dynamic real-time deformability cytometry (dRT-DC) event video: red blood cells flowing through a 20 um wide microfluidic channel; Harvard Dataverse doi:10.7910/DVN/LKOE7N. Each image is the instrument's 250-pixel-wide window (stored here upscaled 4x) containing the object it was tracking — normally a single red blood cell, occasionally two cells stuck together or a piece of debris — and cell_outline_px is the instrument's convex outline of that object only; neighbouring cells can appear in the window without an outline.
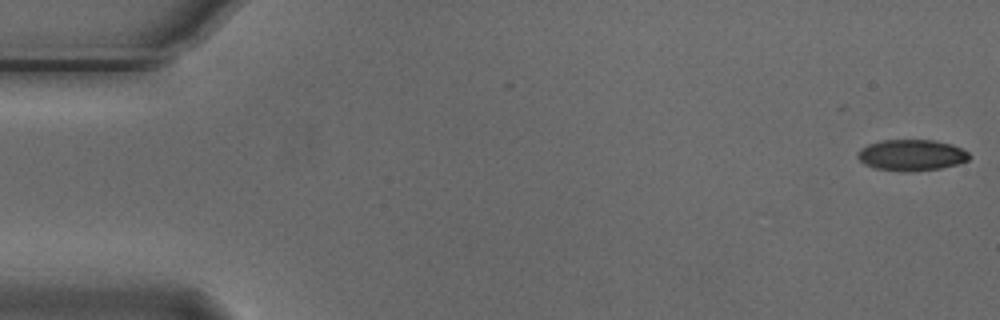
{"species": "Egyptian fruit bat (a non-hibernating species)", "species_latin": "Rousettus aegyptiacus", "temperature_condition": "cold", "stored_images_in_passage": 4, "camera_frame_rate_fps": 3000, "um_per_image_px": 0.085, "animal": {"sex": "male"}, "frame": {"image": 1, "passage_image": 1, "time_ms": 0.0, "image_size_px": [1000, 320], "cell_outline_px": [[972, 156], [968, 160], [956, 164], [940, 168], [908, 172], [904, 172], [876, 168], [864, 164], [856, 156], [856, 152], [860, 148], [868, 144], [880, 140], [936, 140], [952, 144], [968, 152]], "centroid_in_image_um": [77.46, 13.18], "position_along_channel_um": 7.5, "area_um2": 20.4}}
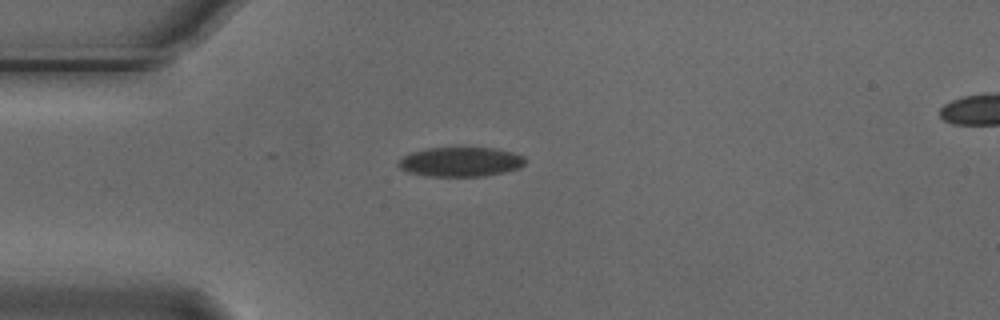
{"frame": {"image": 2, "passage_image": 4, "time_ms": 1.0, "image_size_px": [1000, 320], "cell_outline_px": [[524, 164], [516, 168], [504, 172], [484, 176], [428, 176], [408, 172], [400, 168], [396, 164], [404, 156], [412, 152], [428, 148], [496, 148], [512, 152], [524, 156]], "centroid_in_image_um": [39.13, 13.75], "position_along_channel_um": 45.9, "area_um2": 21.56}}